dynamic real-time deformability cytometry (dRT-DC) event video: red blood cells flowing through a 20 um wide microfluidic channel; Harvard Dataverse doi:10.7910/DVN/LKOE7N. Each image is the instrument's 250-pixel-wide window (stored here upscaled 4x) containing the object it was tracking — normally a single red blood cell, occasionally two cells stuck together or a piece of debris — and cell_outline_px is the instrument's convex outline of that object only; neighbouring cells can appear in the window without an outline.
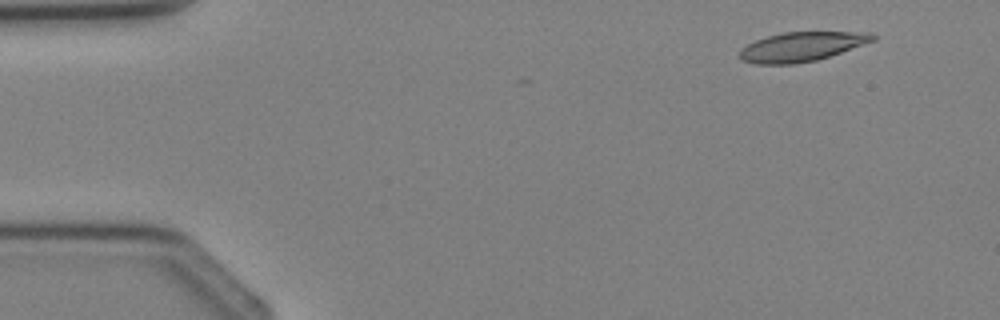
{"species": "Egyptian fruit bat (a non-hibernating species)", "species_latin": "Rousettus aegyptiacus", "temperature_condition": "cold", "stored_images_in_passage": 3, "camera_frame_rate_fps": 3000, "um_per_image_px": 0.085, "animal": {"sex": "female"}, "frame": {"image": 1, "passage_image": 1, "time_ms": 0.0, "image_size_px": [1000, 320], "cell_outline_px": [[876, 40], [816, 60], [792, 64], [756, 64], [740, 60], [740, 52], [748, 44], [756, 40], [768, 36], [784, 32], [872, 32], [876, 36]], "centroid_in_image_um": [68.15, 3.96], "position_along_channel_um": 16.8, "area_um2": 22.48}}
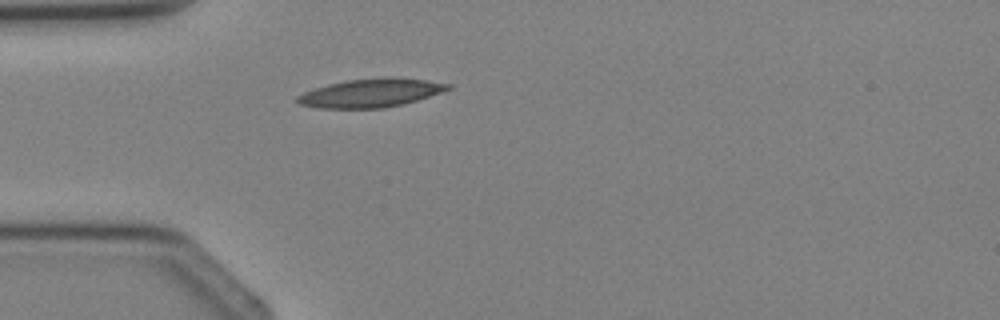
{"frame": {"image": 2, "passage_image": 3, "time_ms": 2.333, "image_size_px": [1000, 320], "cell_outline_px": [[452, 88], [404, 104], [384, 108], [316, 108], [296, 104], [296, 96], [304, 92], [328, 84], [348, 80], [384, 76], [392, 76], [424, 80], [452, 84]], "centroid_in_image_um": [31.48, 7.9], "position_along_channel_um": 53.5, "area_um2": 25.14}}